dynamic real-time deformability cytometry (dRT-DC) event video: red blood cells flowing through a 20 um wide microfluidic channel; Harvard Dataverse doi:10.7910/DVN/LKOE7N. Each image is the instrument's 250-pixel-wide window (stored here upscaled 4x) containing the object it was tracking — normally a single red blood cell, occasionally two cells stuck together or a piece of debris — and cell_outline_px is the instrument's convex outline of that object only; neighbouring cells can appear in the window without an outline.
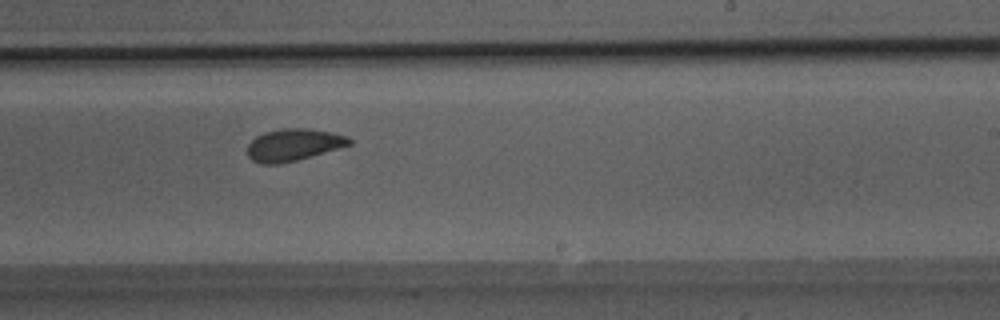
{"species": "Egyptian fruit bat (a non-hibernating species)", "species_latin": "Rousettus aegyptiacus", "temperature_condition": "room temperature", "stored_images_in_passage": 41, "camera_frame_rate_fps": 3000, "um_per_image_px": 0.085, "animal": {"sex": "male"}, "frame": {"image": 1, "passage_image": 26, "time_ms": 8.333, "image_size_px": [1000, 320], "cell_outline_px": [[352, 144], [340, 148], [296, 160], [280, 164], [260, 164], [252, 160], [248, 156], [248, 144], [256, 136], [264, 132], [284, 128], [308, 128], [332, 132], [348, 136], [352, 140]], "centroid_in_image_um": [24.96, 12.3], "position_along_channel_um": 264.0, "area_um2": 19.13}}
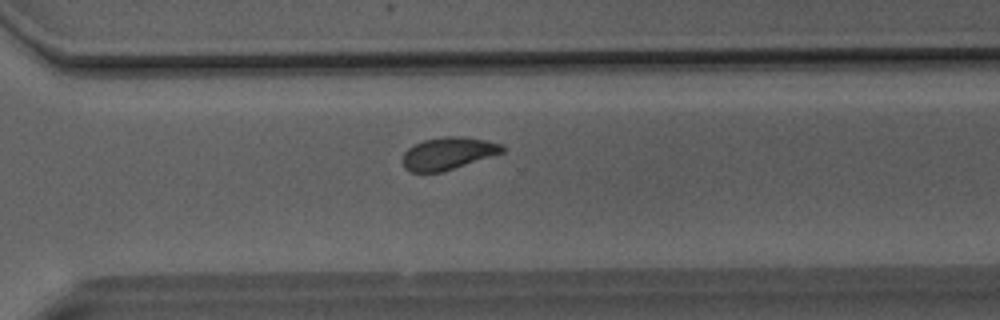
{"frame": {"image": 2, "passage_image": 31, "time_ms": 10.0, "image_size_px": [1000, 320], "cell_outline_px": [[508, 148], [504, 152], [440, 172], [412, 172], [404, 168], [400, 160], [404, 152], [408, 148], [424, 140], [444, 136], [456, 136], [484, 140], [500, 144]], "centroid_in_image_um": [38.04, 13.04], "position_along_channel_um": 332.6, "area_um2": 18.61}}
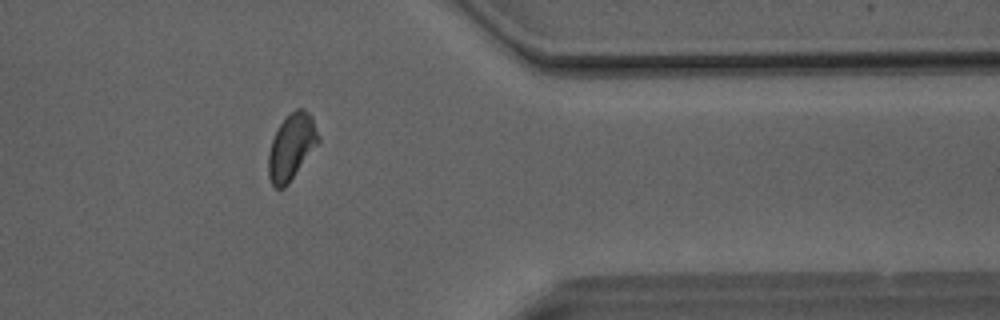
{"frame": {"image": 3, "passage_image": 36, "time_ms": 11.667, "image_size_px": [1000, 320], "cell_outline_px": [[320, 140], [288, 184], [284, 188], [276, 188], [272, 184], [268, 176], [268, 152], [272, 140], [280, 124], [296, 108], [304, 108], [312, 116], [320, 136]], "centroid_in_image_um": [24.78, 12.48], "position_along_channel_um": 386.6, "area_um2": 19.02}, "authors_computed_cell_mechanics": {"area_um2": 19.4208, "velocity_mm_per_s": 4.1093, "shape_relaxation_time_tau1_ms": 3.6912, "shape_relaxation_time_tau2_ms": 1.6331, "deformation_change_tau1": 0.0939, "deformation_change_tau2": 0.0593}}